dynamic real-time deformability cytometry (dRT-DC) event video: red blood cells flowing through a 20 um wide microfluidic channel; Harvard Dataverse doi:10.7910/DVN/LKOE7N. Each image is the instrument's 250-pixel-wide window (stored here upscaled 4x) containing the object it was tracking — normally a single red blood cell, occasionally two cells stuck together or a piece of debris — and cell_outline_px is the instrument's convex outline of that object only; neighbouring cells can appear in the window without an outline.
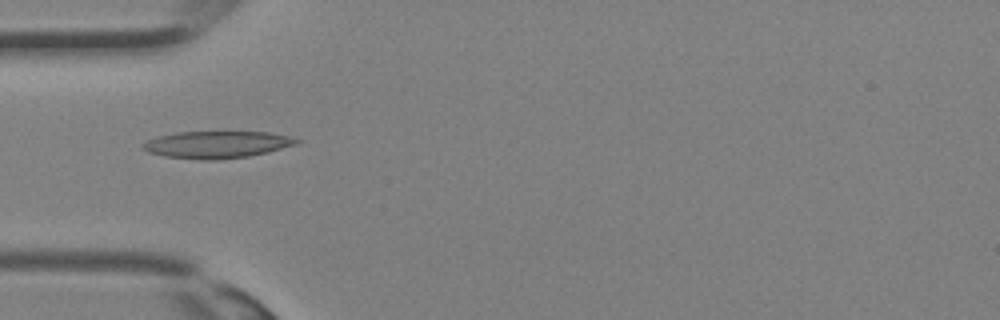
{"species": "Egyptian fruit bat (a non-hibernating species)", "species_latin": "Rousettus aegyptiacus", "temperature_condition": "room temperature", "stored_images_in_passage": 25, "camera_frame_rate_fps": 3000, "um_per_image_px": 0.085, "animal": {"sex": "female"}, "frame": {"image": 1, "passage_image": 1, "time_ms": 0.0, "image_size_px": [1000, 320], "cell_outline_px": [[304, 140], [296, 144], [268, 152], [248, 156], [216, 160], [200, 160], [164, 156], [148, 152], [140, 148], [140, 144], [148, 140], [160, 136], [176, 132], [268, 132], [288, 136]], "centroid_in_image_um": [18.42, 12.29], "position_along_channel_um": 66.6, "area_um2": 24.28}}
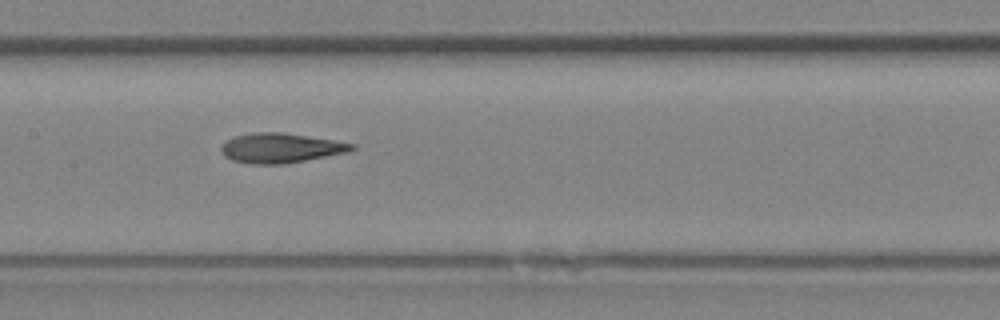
{"frame": {"image": 2, "passage_image": 7, "time_ms": 2.0, "image_size_px": [1000, 320], "cell_outline_px": [[356, 148], [348, 152], [284, 164], [252, 164], [232, 160], [224, 156], [220, 152], [220, 148], [228, 140], [236, 136], [252, 132], [280, 132], [332, 140], [356, 144]], "centroid_in_image_um": [23.84, 12.58], "position_along_channel_um": 183.6, "area_um2": 22.43}}
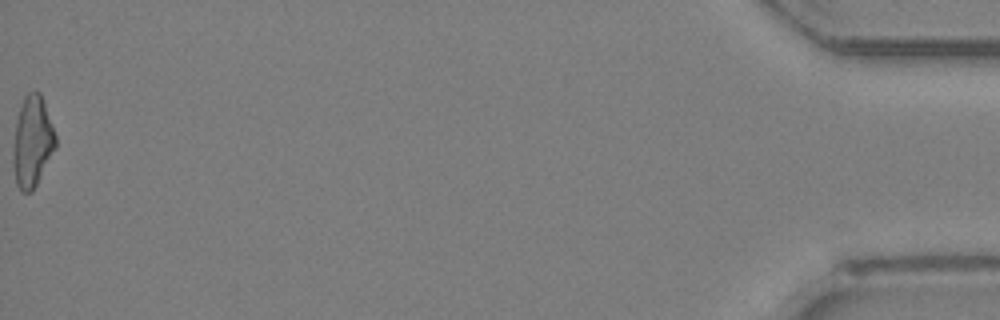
{"frame": {"image": 3, "passage_image": 25, "time_ms": 8.0, "image_size_px": [1000, 320], "cell_outline_px": [[56, 148], [32, 192], [20, 192], [16, 184], [12, 164], [12, 152], [16, 120], [24, 96], [28, 92], [40, 92], [56, 136]], "centroid_in_image_um": [2.73, 12.08], "position_along_channel_um": 432.5, "area_um2": 22.54}}